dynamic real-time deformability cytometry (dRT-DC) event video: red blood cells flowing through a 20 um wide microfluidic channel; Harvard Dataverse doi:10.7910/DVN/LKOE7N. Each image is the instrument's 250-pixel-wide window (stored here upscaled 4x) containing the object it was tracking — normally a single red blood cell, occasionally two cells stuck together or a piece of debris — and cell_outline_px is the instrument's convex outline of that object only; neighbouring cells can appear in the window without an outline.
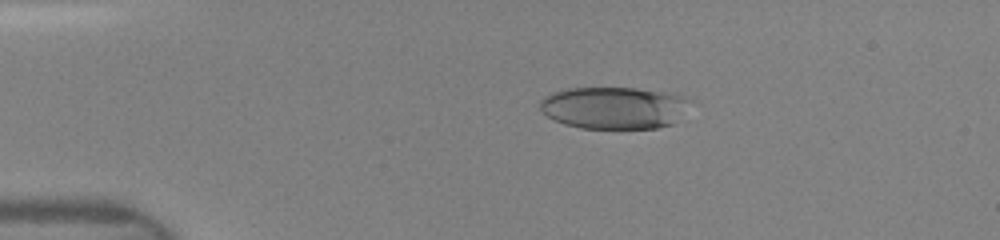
{"species": "human", "species_latin": "Homo sapiens", "temperature_condition": "room temperature", "stored_images_in_passage": 8, "camera_frame_rate_fps": 3000, "um_per_image_px": 0.085, "donor": {"sex": "female"}, "frame": {"image": 1, "passage_image": 4, "time_ms": 2.0, "image_size_px": [1000, 240], "cell_outline_px": [[696, 100], [672, 124], [660, 128], [580, 128], [564, 124], [548, 116], [540, 108], [540, 100], [544, 96], [552, 92], [568, 88], [636, 88], [684, 96]], "centroid_in_image_um": [52.22, 9.16], "position_along_channel_um": 32.8, "area_um2": 36.93}}
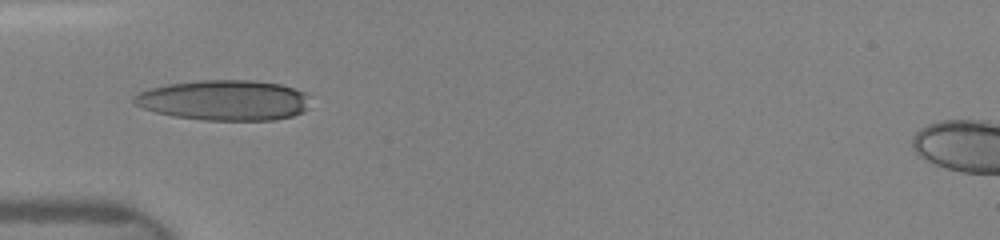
{"frame": {"image": 2, "passage_image": 7, "time_ms": 4.0, "image_size_px": [1000, 240], "cell_outline_px": [[312, 96], [308, 108], [304, 112], [292, 116], [276, 120], [204, 120], [172, 116], [156, 112], [144, 108], [136, 104], [132, 100], [132, 96], [148, 88], [168, 84], [200, 80], [252, 80], [280, 84], [304, 92]], "centroid_in_image_um": [19.1, 8.52], "position_along_channel_um": 65.9, "area_um2": 41.79}}